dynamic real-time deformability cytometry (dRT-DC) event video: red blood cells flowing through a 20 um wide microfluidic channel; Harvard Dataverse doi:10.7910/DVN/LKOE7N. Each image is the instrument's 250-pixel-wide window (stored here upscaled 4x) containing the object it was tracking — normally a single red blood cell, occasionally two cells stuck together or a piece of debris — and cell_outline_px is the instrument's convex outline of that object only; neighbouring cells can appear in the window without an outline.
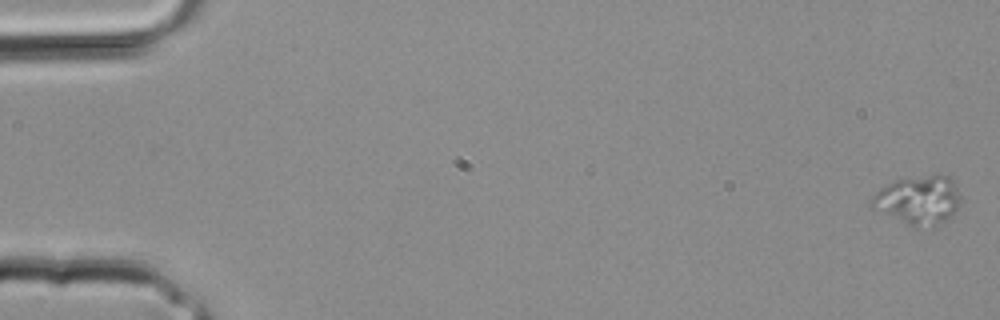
{"species": "common noctule bat (a hibernating species)", "species_latin": "Nyctalus noctula", "temperature_condition": "room temperature", "stored_images_in_passage": 34, "camera_frame_rate_fps": 3000, "um_per_image_px": 0.085, "animal": {"sex": "male", "body_mass_g": 20.4}, "frame": {"image": 1, "passage_image": 1, "time_ms": 0.0, "image_size_px": [1000, 320], "cell_outline_px": [[960, 204], [952, 216], [944, 220], [916, 224], [908, 224], [872, 208], [872, 196], [880, 188], [896, 180], [936, 172], [948, 176], [952, 180], [960, 196]], "centroid_in_image_um": [78.07, 16.9], "position_along_channel_um": 6.9, "area_um2": 24.45}}
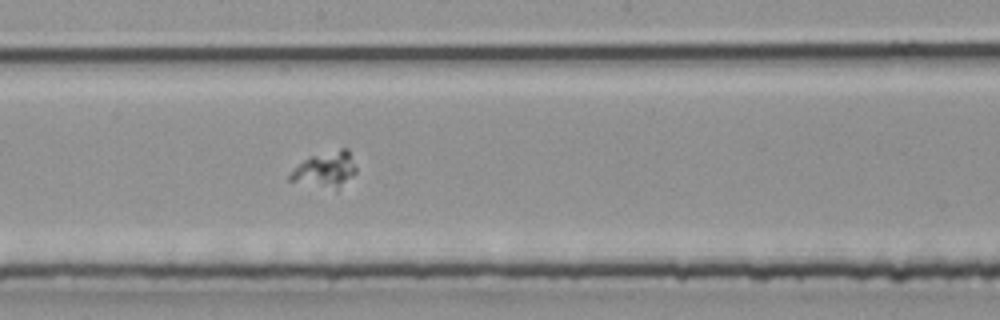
{"frame": {"image": 2, "passage_image": 19, "time_ms": 6.0, "image_size_px": [1000, 320], "cell_outline_px": [[356, 172], [336, 192], [288, 180], [288, 176], [304, 160], [312, 156], [340, 148], [348, 148], [356, 168]], "centroid_in_image_um": [27.69, 14.46], "position_along_channel_um": 220.5, "area_um2": 13.81}}